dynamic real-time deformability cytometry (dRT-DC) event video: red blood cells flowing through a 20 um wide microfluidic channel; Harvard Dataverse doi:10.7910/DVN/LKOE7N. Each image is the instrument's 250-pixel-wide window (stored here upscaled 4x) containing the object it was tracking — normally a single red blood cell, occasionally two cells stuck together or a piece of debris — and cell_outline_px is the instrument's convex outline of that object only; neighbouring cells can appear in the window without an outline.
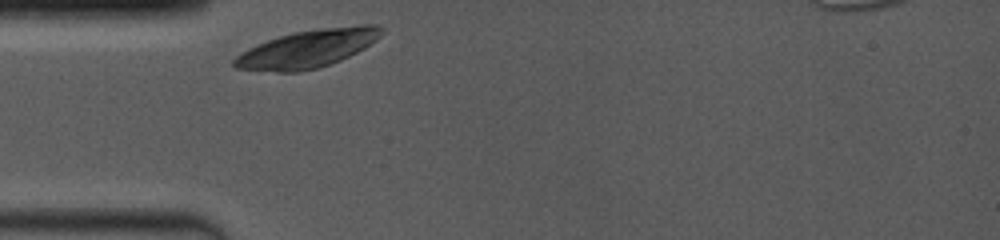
{"species": "common noctule bat (a hibernating species)", "species_latin": "Nyctalus noctula", "temperature_condition": "room temperature", "stored_images_in_passage": 3, "camera_frame_rate_fps": 4000, "um_per_image_px": 0.085, "animal": {"sex": "female", "body_mass_g": 19.0, "forearm_length_mm": 53.3}, "frame": {"image": 1, "passage_image": 1, "time_ms": 0.0, "image_size_px": [1000, 240], "cell_outline_px": [[384, 32], [376, 40], [364, 48], [340, 60], [316, 68], [300, 72], [280, 72], [236, 68], [232, 64], [232, 60], [240, 52], [256, 44], [280, 36], [296, 32], [320, 28], [360, 24], [376, 24], [384, 28]], "centroid_in_image_um": [26.16, 4.13], "position_along_channel_um": 58.8, "area_um2": 32.37}}